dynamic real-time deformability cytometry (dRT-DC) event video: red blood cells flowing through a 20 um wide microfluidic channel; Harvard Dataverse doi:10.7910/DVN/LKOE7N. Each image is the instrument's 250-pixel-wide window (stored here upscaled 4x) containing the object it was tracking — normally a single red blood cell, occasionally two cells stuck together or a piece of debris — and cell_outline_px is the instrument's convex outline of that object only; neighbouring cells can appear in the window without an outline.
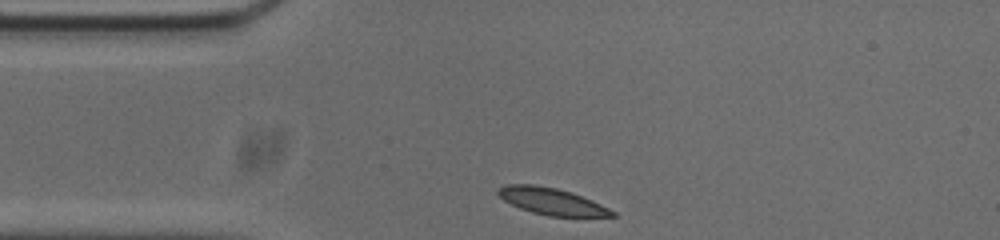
{"species": "common noctule bat (a hibernating species)", "species_latin": "Nyctalus noctula", "temperature_condition": "cold", "stored_images_in_passage": 32, "camera_frame_rate_fps": 3000, "um_per_image_px": 0.085, "animal": {"sex": "male", "body_mass_g": 20.0, "forearm_length_mm": 53.3}, "frame": {"image": 1, "passage_image": 1, "time_ms": 0.0, "image_size_px": [1000, 240], "cell_outline_px": [[616, 216], [548, 216], [532, 212], [520, 208], [504, 200], [496, 192], [500, 188], [508, 184], [532, 184], [556, 188], [572, 192], [592, 200], [616, 212]], "centroid_in_image_um": [46.9, 17.11], "position_along_channel_um": 38.1, "area_um2": 17.57}}
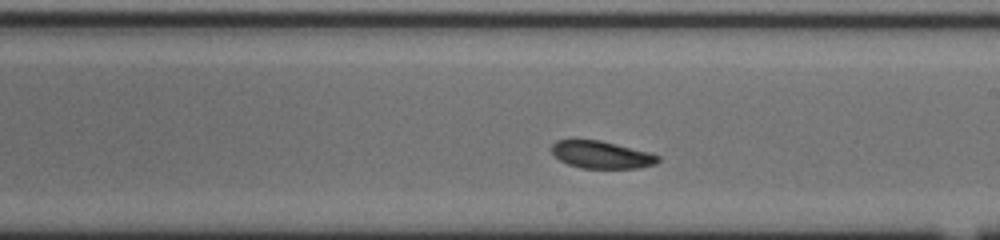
{"frame": {"image": 2, "passage_image": 19, "time_ms": 6.0, "image_size_px": [1000, 240], "cell_outline_px": [[660, 160], [656, 164], [640, 168], [580, 168], [568, 164], [560, 160], [552, 152], [552, 144], [556, 140], [600, 140], [652, 152], [660, 156]], "centroid_in_image_um": [51.18, 13.15], "position_along_channel_um": 237.8, "area_um2": 17.11}}
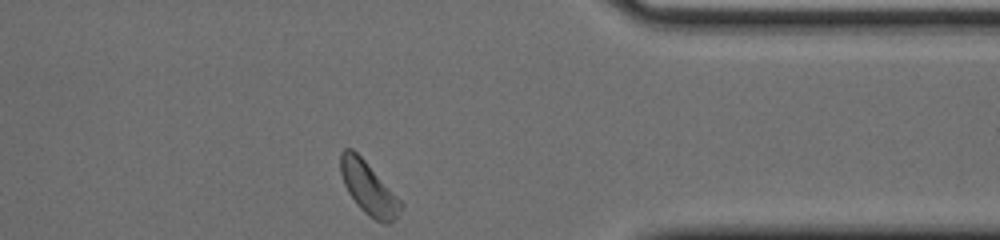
{"frame": {"image": 3, "passage_image": 32, "time_ms": 10.333, "image_size_px": [1000, 240], "cell_outline_px": [[404, 208], [400, 216], [388, 224], [384, 224], [368, 216], [356, 204], [348, 192], [344, 184], [340, 172], [340, 152], [344, 148], [352, 148], [364, 160], [404, 204]], "centroid_in_image_um": [31.34, 16.03], "position_along_channel_um": 380.1, "area_um2": 18.5}, "authors_computed_cell_mechanics": {"area_um2": 17.629, "velocity_mm_per_s": 3.6883, "shape_relaxation_time_tau1_ms": null, "shape_relaxation_time_tau2_ms": 3.0689, "deformation_change_tau1": null, "deformation_change_tau2": 0.0862}}